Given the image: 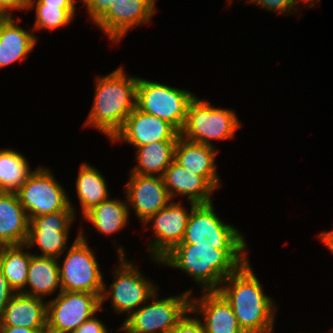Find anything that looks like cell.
I'll return each mask as SVG.
<instances>
[{"instance_id":"14","label":"cell","mask_w":333,"mask_h":333,"mask_svg":"<svg viewBox=\"0 0 333 333\" xmlns=\"http://www.w3.org/2000/svg\"><path fill=\"white\" fill-rule=\"evenodd\" d=\"M156 0H115L111 8L95 23L112 43L120 42L129 30L152 20Z\"/></svg>"},{"instance_id":"23","label":"cell","mask_w":333,"mask_h":333,"mask_svg":"<svg viewBox=\"0 0 333 333\" xmlns=\"http://www.w3.org/2000/svg\"><path fill=\"white\" fill-rule=\"evenodd\" d=\"M27 286L29 288L26 290ZM58 289L61 291L59 260L31 253L26 286L21 293L44 299L45 296H51Z\"/></svg>"},{"instance_id":"15","label":"cell","mask_w":333,"mask_h":333,"mask_svg":"<svg viewBox=\"0 0 333 333\" xmlns=\"http://www.w3.org/2000/svg\"><path fill=\"white\" fill-rule=\"evenodd\" d=\"M125 185V197L128 206L133 208L135 216L143 225L151 216L166 207L172 200L162 176L129 175Z\"/></svg>"},{"instance_id":"5","label":"cell","mask_w":333,"mask_h":333,"mask_svg":"<svg viewBox=\"0 0 333 333\" xmlns=\"http://www.w3.org/2000/svg\"><path fill=\"white\" fill-rule=\"evenodd\" d=\"M123 246H117L119 266L115 267L113 282L106 288L104 283L100 297V309L104 310L102 304L109 299L111 307L117 314L128 312L129 317L133 312L140 308L144 303L150 301V297L157 291V287L145 278L134 262L126 259Z\"/></svg>"},{"instance_id":"40","label":"cell","mask_w":333,"mask_h":333,"mask_svg":"<svg viewBox=\"0 0 333 333\" xmlns=\"http://www.w3.org/2000/svg\"><path fill=\"white\" fill-rule=\"evenodd\" d=\"M323 244L326 246V248L333 253V239H319Z\"/></svg>"},{"instance_id":"8","label":"cell","mask_w":333,"mask_h":333,"mask_svg":"<svg viewBox=\"0 0 333 333\" xmlns=\"http://www.w3.org/2000/svg\"><path fill=\"white\" fill-rule=\"evenodd\" d=\"M65 255L59 263L61 291L88 292L100 298L105 281L82 229Z\"/></svg>"},{"instance_id":"12","label":"cell","mask_w":333,"mask_h":333,"mask_svg":"<svg viewBox=\"0 0 333 333\" xmlns=\"http://www.w3.org/2000/svg\"><path fill=\"white\" fill-rule=\"evenodd\" d=\"M74 207L69 198V205L64 210L30 219L25 245L29 249L38 246L41 254L34 255L59 259L66 252L69 230L76 218Z\"/></svg>"},{"instance_id":"6","label":"cell","mask_w":333,"mask_h":333,"mask_svg":"<svg viewBox=\"0 0 333 333\" xmlns=\"http://www.w3.org/2000/svg\"><path fill=\"white\" fill-rule=\"evenodd\" d=\"M235 112L214 107L209 101L195 97L188 106L180 136L190 142L215 147L211 140H231L242 126Z\"/></svg>"},{"instance_id":"35","label":"cell","mask_w":333,"mask_h":333,"mask_svg":"<svg viewBox=\"0 0 333 333\" xmlns=\"http://www.w3.org/2000/svg\"><path fill=\"white\" fill-rule=\"evenodd\" d=\"M78 0H29L27 10L33 8L35 4H45L46 6H58L63 9H76ZM80 1V0H79Z\"/></svg>"},{"instance_id":"16","label":"cell","mask_w":333,"mask_h":333,"mask_svg":"<svg viewBox=\"0 0 333 333\" xmlns=\"http://www.w3.org/2000/svg\"><path fill=\"white\" fill-rule=\"evenodd\" d=\"M179 136L180 132L168 121L135 108L111 143L122 141L136 148L153 142L177 141Z\"/></svg>"},{"instance_id":"13","label":"cell","mask_w":333,"mask_h":333,"mask_svg":"<svg viewBox=\"0 0 333 333\" xmlns=\"http://www.w3.org/2000/svg\"><path fill=\"white\" fill-rule=\"evenodd\" d=\"M196 204L190 202V211L181 205L180 201H171L166 207L160 209L151 216L145 223H152L154 240L149 242L148 251L150 257L156 264H161V259L174 247L182 242L191 208Z\"/></svg>"},{"instance_id":"36","label":"cell","mask_w":333,"mask_h":333,"mask_svg":"<svg viewBox=\"0 0 333 333\" xmlns=\"http://www.w3.org/2000/svg\"><path fill=\"white\" fill-rule=\"evenodd\" d=\"M29 0H0V6L12 16L14 10H27ZM12 10V11H11Z\"/></svg>"},{"instance_id":"32","label":"cell","mask_w":333,"mask_h":333,"mask_svg":"<svg viewBox=\"0 0 333 333\" xmlns=\"http://www.w3.org/2000/svg\"><path fill=\"white\" fill-rule=\"evenodd\" d=\"M115 0H80L85 5L91 22L95 24L112 6Z\"/></svg>"},{"instance_id":"10","label":"cell","mask_w":333,"mask_h":333,"mask_svg":"<svg viewBox=\"0 0 333 333\" xmlns=\"http://www.w3.org/2000/svg\"><path fill=\"white\" fill-rule=\"evenodd\" d=\"M56 180L49 168L38 166L16 191L29 220L64 210L69 205L65 189Z\"/></svg>"},{"instance_id":"33","label":"cell","mask_w":333,"mask_h":333,"mask_svg":"<svg viewBox=\"0 0 333 333\" xmlns=\"http://www.w3.org/2000/svg\"><path fill=\"white\" fill-rule=\"evenodd\" d=\"M74 333H110L103 322L95 315L85 321Z\"/></svg>"},{"instance_id":"31","label":"cell","mask_w":333,"mask_h":333,"mask_svg":"<svg viewBox=\"0 0 333 333\" xmlns=\"http://www.w3.org/2000/svg\"><path fill=\"white\" fill-rule=\"evenodd\" d=\"M191 310L174 326L169 333H206L204 325L198 317L188 316Z\"/></svg>"},{"instance_id":"1","label":"cell","mask_w":333,"mask_h":333,"mask_svg":"<svg viewBox=\"0 0 333 333\" xmlns=\"http://www.w3.org/2000/svg\"><path fill=\"white\" fill-rule=\"evenodd\" d=\"M231 305L244 333H274L276 304L265 294L249 261L217 290Z\"/></svg>"},{"instance_id":"27","label":"cell","mask_w":333,"mask_h":333,"mask_svg":"<svg viewBox=\"0 0 333 333\" xmlns=\"http://www.w3.org/2000/svg\"><path fill=\"white\" fill-rule=\"evenodd\" d=\"M30 261L31 253L25 244L0 246V268L15 293L25 290Z\"/></svg>"},{"instance_id":"22","label":"cell","mask_w":333,"mask_h":333,"mask_svg":"<svg viewBox=\"0 0 333 333\" xmlns=\"http://www.w3.org/2000/svg\"><path fill=\"white\" fill-rule=\"evenodd\" d=\"M15 20L12 15L0 25V69L26 59L37 44V36Z\"/></svg>"},{"instance_id":"25","label":"cell","mask_w":333,"mask_h":333,"mask_svg":"<svg viewBox=\"0 0 333 333\" xmlns=\"http://www.w3.org/2000/svg\"><path fill=\"white\" fill-rule=\"evenodd\" d=\"M124 200L108 198L89 210L83 217L103 235L110 236L118 233L128 223L131 210L126 197Z\"/></svg>"},{"instance_id":"26","label":"cell","mask_w":333,"mask_h":333,"mask_svg":"<svg viewBox=\"0 0 333 333\" xmlns=\"http://www.w3.org/2000/svg\"><path fill=\"white\" fill-rule=\"evenodd\" d=\"M76 193L81 205V215L109 198L106 179L95 167L81 164L76 179Z\"/></svg>"},{"instance_id":"28","label":"cell","mask_w":333,"mask_h":333,"mask_svg":"<svg viewBox=\"0 0 333 333\" xmlns=\"http://www.w3.org/2000/svg\"><path fill=\"white\" fill-rule=\"evenodd\" d=\"M32 171L25 156L10 148L0 149V191L16 192Z\"/></svg>"},{"instance_id":"19","label":"cell","mask_w":333,"mask_h":333,"mask_svg":"<svg viewBox=\"0 0 333 333\" xmlns=\"http://www.w3.org/2000/svg\"><path fill=\"white\" fill-rule=\"evenodd\" d=\"M162 177L171 200L181 195L187 196V200L195 204L213 202L212 193L215 189L202 176L189 173L175 160L167 167Z\"/></svg>"},{"instance_id":"41","label":"cell","mask_w":333,"mask_h":333,"mask_svg":"<svg viewBox=\"0 0 333 333\" xmlns=\"http://www.w3.org/2000/svg\"><path fill=\"white\" fill-rule=\"evenodd\" d=\"M9 17L7 12L0 6V25Z\"/></svg>"},{"instance_id":"43","label":"cell","mask_w":333,"mask_h":333,"mask_svg":"<svg viewBox=\"0 0 333 333\" xmlns=\"http://www.w3.org/2000/svg\"><path fill=\"white\" fill-rule=\"evenodd\" d=\"M228 1V4H231V2L233 1V0H227Z\"/></svg>"},{"instance_id":"20","label":"cell","mask_w":333,"mask_h":333,"mask_svg":"<svg viewBox=\"0 0 333 333\" xmlns=\"http://www.w3.org/2000/svg\"><path fill=\"white\" fill-rule=\"evenodd\" d=\"M29 224L17 193L0 191V246L25 244Z\"/></svg>"},{"instance_id":"3","label":"cell","mask_w":333,"mask_h":333,"mask_svg":"<svg viewBox=\"0 0 333 333\" xmlns=\"http://www.w3.org/2000/svg\"><path fill=\"white\" fill-rule=\"evenodd\" d=\"M213 202L191 208L187 227L180 244L211 246L224 251L240 268L249 260L247 244L235 226L225 224L214 211Z\"/></svg>"},{"instance_id":"2","label":"cell","mask_w":333,"mask_h":333,"mask_svg":"<svg viewBox=\"0 0 333 333\" xmlns=\"http://www.w3.org/2000/svg\"><path fill=\"white\" fill-rule=\"evenodd\" d=\"M138 79L127 76L122 66L96 78L94 100L85 127H93L111 140L136 108Z\"/></svg>"},{"instance_id":"18","label":"cell","mask_w":333,"mask_h":333,"mask_svg":"<svg viewBox=\"0 0 333 333\" xmlns=\"http://www.w3.org/2000/svg\"><path fill=\"white\" fill-rule=\"evenodd\" d=\"M216 147L194 143L178 137L174 160L189 173L202 176L215 190L221 186L215 159Z\"/></svg>"},{"instance_id":"21","label":"cell","mask_w":333,"mask_h":333,"mask_svg":"<svg viewBox=\"0 0 333 333\" xmlns=\"http://www.w3.org/2000/svg\"><path fill=\"white\" fill-rule=\"evenodd\" d=\"M2 327L47 329V302L44 299L15 293L2 313Z\"/></svg>"},{"instance_id":"42","label":"cell","mask_w":333,"mask_h":333,"mask_svg":"<svg viewBox=\"0 0 333 333\" xmlns=\"http://www.w3.org/2000/svg\"><path fill=\"white\" fill-rule=\"evenodd\" d=\"M2 326H3L2 315H0V333L2 332Z\"/></svg>"},{"instance_id":"38","label":"cell","mask_w":333,"mask_h":333,"mask_svg":"<svg viewBox=\"0 0 333 333\" xmlns=\"http://www.w3.org/2000/svg\"><path fill=\"white\" fill-rule=\"evenodd\" d=\"M316 1L319 2V0H292V3L294 5V7L298 10L299 7H297V6H301L304 3L305 5L309 4L308 7H311V6L313 7V5L314 4L316 5V3H317Z\"/></svg>"},{"instance_id":"39","label":"cell","mask_w":333,"mask_h":333,"mask_svg":"<svg viewBox=\"0 0 333 333\" xmlns=\"http://www.w3.org/2000/svg\"><path fill=\"white\" fill-rule=\"evenodd\" d=\"M319 238L320 239H333V230L320 232L318 239Z\"/></svg>"},{"instance_id":"17","label":"cell","mask_w":333,"mask_h":333,"mask_svg":"<svg viewBox=\"0 0 333 333\" xmlns=\"http://www.w3.org/2000/svg\"><path fill=\"white\" fill-rule=\"evenodd\" d=\"M191 313L199 314L206 333H244L231 305L218 291L191 298Z\"/></svg>"},{"instance_id":"30","label":"cell","mask_w":333,"mask_h":333,"mask_svg":"<svg viewBox=\"0 0 333 333\" xmlns=\"http://www.w3.org/2000/svg\"><path fill=\"white\" fill-rule=\"evenodd\" d=\"M246 2L252 3L256 6H262L273 13H280V15L285 14H294L292 11H297L294 7L292 0H246ZM295 9V10H294Z\"/></svg>"},{"instance_id":"24","label":"cell","mask_w":333,"mask_h":333,"mask_svg":"<svg viewBox=\"0 0 333 333\" xmlns=\"http://www.w3.org/2000/svg\"><path fill=\"white\" fill-rule=\"evenodd\" d=\"M176 141H159L136 147V166L130 173L163 176L175 157Z\"/></svg>"},{"instance_id":"7","label":"cell","mask_w":333,"mask_h":333,"mask_svg":"<svg viewBox=\"0 0 333 333\" xmlns=\"http://www.w3.org/2000/svg\"><path fill=\"white\" fill-rule=\"evenodd\" d=\"M192 292L189 289L178 296L159 299L156 291L150 297L151 301L125 318L118 329L124 333H169L191 310Z\"/></svg>"},{"instance_id":"4","label":"cell","mask_w":333,"mask_h":333,"mask_svg":"<svg viewBox=\"0 0 333 333\" xmlns=\"http://www.w3.org/2000/svg\"><path fill=\"white\" fill-rule=\"evenodd\" d=\"M161 265L183 270L202 291H217L240 268L224 251L194 244H178L161 259Z\"/></svg>"},{"instance_id":"11","label":"cell","mask_w":333,"mask_h":333,"mask_svg":"<svg viewBox=\"0 0 333 333\" xmlns=\"http://www.w3.org/2000/svg\"><path fill=\"white\" fill-rule=\"evenodd\" d=\"M100 309V298L93 293L59 291L47 301V333H74Z\"/></svg>"},{"instance_id":"37","label":"cell","mask_w":333,"mask_h":333,"mask_svg":"<svg viewBox=\"0 0 333 333\" xmlns=\"http://www.w3.org/2000/svg\"><path fill=\"white\" fill-rule=\"evenodd\" d=\"M1 333H47V329H29L25 327H2Z\"/></svg>"},{"instance_id":"34","label":"cell","mask_w":333,"mask_h":333,"mask_svg":"<svg viewBox=\"0 0 333 333\" xmlns=\"http://www.w3.org/2000/svg\"><path fill=\"white\" fill-rule=\"evenodd\" d=\"M14 294L15 291L10 287L2 269L0 268V315H2L5 307Z\"/></svg>"},{"instance_id":"9","label":"cell","mask_w":333,"mask_h":333,"mask_svg":"<svg viewBox=\"0 0 333 333\" xmlns=\"http://www.w3.org/2000/svg\"><path fill=\"white\" fill-rule=\"evenodd\" d=\"M195 94L144 78L138 79L136 108L168 121L179 132L183 129L187 109Z\"/></svg>"},{"instance_id":"29","label":"cell","mask_w":333,"mask_h":333,"mask_svg":"<svg viewBox=\"0 0 333 333\" xmlns=\"http://www.w3.org/2000/svg\"><path fill=\"white\" fill-rule=\"evenodd\" d=\"M35 23L33 30L48 29L52 31L70 24L75 15L76 9H63L58 6H46L45 4H36Z\"/></svg>"}]
</instances>
